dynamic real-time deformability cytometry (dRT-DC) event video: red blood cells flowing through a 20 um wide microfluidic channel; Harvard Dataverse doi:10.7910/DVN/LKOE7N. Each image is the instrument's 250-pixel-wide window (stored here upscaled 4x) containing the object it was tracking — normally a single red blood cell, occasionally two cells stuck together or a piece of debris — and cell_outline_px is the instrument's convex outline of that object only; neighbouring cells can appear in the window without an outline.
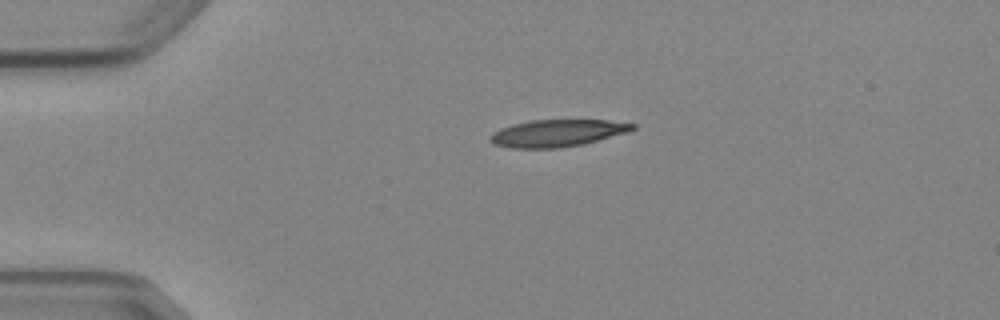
{"species": "Egyptian fruit bat (a non-hibernating species)", "species_latin": "Rousettus aegyptiacus", "temperature_condition": "cold", "stored_images_in_passage": 3, "camera_frame_rate_fps": 3000, "um_per_image_px": 0.085, "animal": {"sex": "female"}, "frame": {"image": 1, "passage_image": 1, "time_ms": 0.0, "image_size_px": [1000, 320], "cell_outline_px": [[636, 128], [628, 132], [584, 144], [556, 148], [512, 148], [492, 144], [488, 140], [488, 136], [492, 132], [500, 128], [512, 124], [532, 120], [608, 120], [636, 124]], "centroid_in_image_um": [47.33, 11.31], "position_along_channel_um": 37.7, "area_um2": 22.66}}
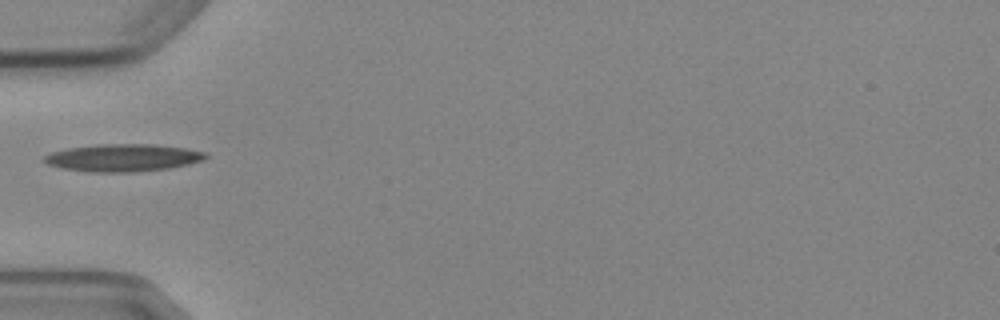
{"frame": {"image": 2, "passage_image": 3, "time_ms": 2.0, "image_size_px": [1000, 320], "cell_outline_px": [[208, 156], [204, 160], [188, 164], [168, 168], [136, 172], [88, 172], [60, 168], [48, 164], [44, 160], [44, 156], [52, 152], [68, 148], [96, 144], [156, 144], [188, 148], [208, 152]], "centroid_in_image_um": [10.49, 13.4], "position_along_channel_um": 74.5, "area_um2": 26.07}}